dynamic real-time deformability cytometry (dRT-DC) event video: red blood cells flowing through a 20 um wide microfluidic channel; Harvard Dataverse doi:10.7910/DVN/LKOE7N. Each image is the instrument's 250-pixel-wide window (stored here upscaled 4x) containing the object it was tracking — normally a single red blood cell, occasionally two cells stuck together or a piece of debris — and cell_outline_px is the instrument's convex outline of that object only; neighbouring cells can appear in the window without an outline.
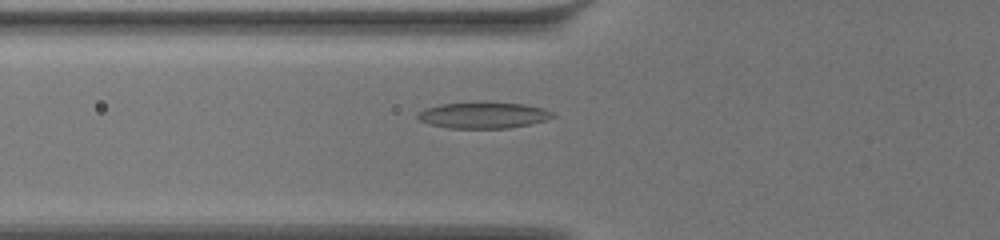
{"species": "common noctule bat (a hibernating species)", "species_latin": "Nyctalus noctula", "temperature_condition": "warm", "stored_images_in_passage": 48, "camera_frame_rate_fps": 3000, "um_per_image_px": 0.085, "animal": {"sex": "female", "body_mass_g": 19.5, "forearm_length_mm": 54.1}, "frame": {"image": 1, "passage_image": 13, "time_ms": 4.0, "image_size_px": [1000, 240], "cell_outline_px": [[556, 116], [544, 120], [528, 124], [508, 128], [448, 128], [428, 124], [420, 120], [416, 116], [424, 108], [444, 104], [480, 100], [524, 104], [544, 108], [552, 112]], "centroid_in_image_um": [41.07, 9.76], "position_along_channel_um": 84.7, "area_um2": 20.98}}
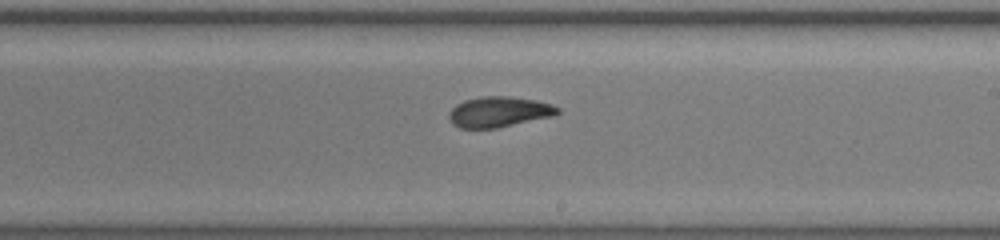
{"frame": {"image": 2, "passage_image": 27, "time_ms": 8.667, "image_size_px": [1000, 240], "cell_outline_px": [[560, 112], [552, 116], [496, 128], [460, 128], [452, 124], [448, 120], [448, 112], [456, 104], [464, 100], [480, 96], [508, 96], [536, 100], [552, 104], [560, 108]], "centroid_in_image_um": [42.37, 9.5], "position_along_channel_um": 246.6, "area_um2": 19.42}}
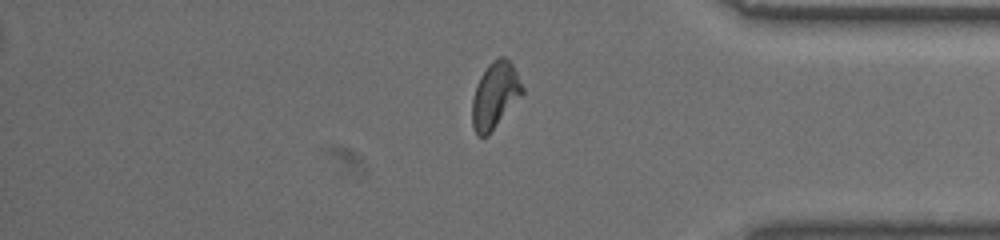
{"frame": {"image": 3, "passage_image": 41, "time_ms": 13.333, "image_size_px": [1000, 240], "cell_outline_px": [[524, 92], [488, 136], [480, 136], [472, 128], [472, 100], [476, 84], [480, 76], [488, 64], [492, 60], [500, 56], [504, 56], [512, 64], [524, 88]], "centroid_in_image_um": [42.06, 8.09], "position_along_channel_um": 393.1, "area_um2": 19.31}}